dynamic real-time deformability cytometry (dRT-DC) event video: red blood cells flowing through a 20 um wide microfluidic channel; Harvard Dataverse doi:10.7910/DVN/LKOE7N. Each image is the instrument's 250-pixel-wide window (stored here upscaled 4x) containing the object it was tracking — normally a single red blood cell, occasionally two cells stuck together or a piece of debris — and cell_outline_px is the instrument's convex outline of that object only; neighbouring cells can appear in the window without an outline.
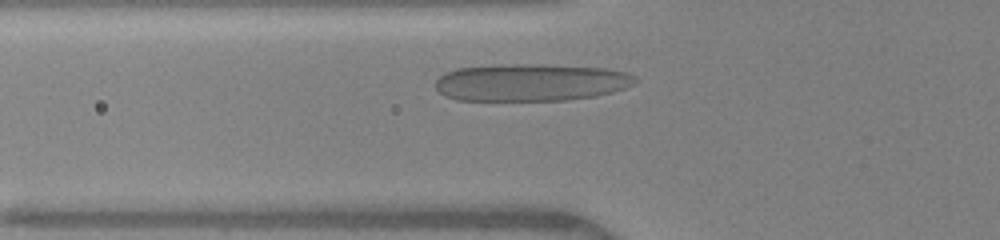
{"species": "human", "species_latin": "Homo sapiens", "temperature_condition": "warm", "stored_images_in_passage": 31, "camera_frame_rate_fps": 3000, "um_per_image_px": 0.085, "donor": {"sex": "female"}, "frame": {"image": 1, "passage_image": 7, "time_ms": 2.0, "image_size_px": [1000, 240], "cell_outline_px": [[636, 80], [632, 84], [624, 88], [612, 92], [596, 96], [564, 100], [456, 100], [444, 96], [436, 88], [436, 80], [444, 72], [456, 68], [496, 64], [540, 64], [604, 68], [628, 72], [636, 76]], "centroid_in_image_um": [45.09, 6.99], "position_along_channel_um": 80.7, "area_um2": 43.7}}
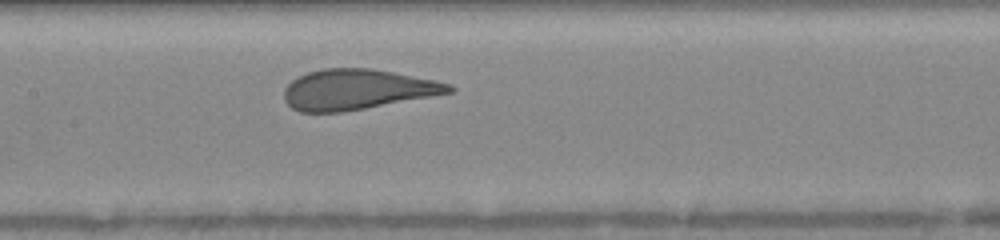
{"frame": {"image": 2, "passage_image": 14, "time_ms": 4.333, "image_size_px": [1000, 240], "cell_outline_px": [[456, 92], [344, 112], [300, 112], [292, 108], [284, 100], [284, 88], [292, 80], [308, 72], [324, 68], [372, 68], [436, 80], [448, 84], [456, 88]], "centroid_in_image_um": [30.38, 7.61], "position_along_channel_um": 177.0, "area_um2": 38.9}}
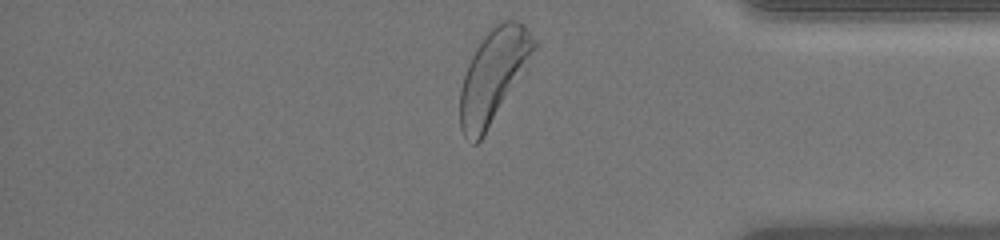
{"frame": {"image": 3, "passage_image": 31, "time_ms": 10.0, "image_size_px": [1000, 240], "cell_outline_px": [[536, 48], [528, 72], [484, 136], [476, 144], [472, 144], [464, 136], [460, 128], [460, 88], [468, 64], [476, 48], [484, 36], [496, 24], [508, 16], [524, 24], [536, 40]], "centroid_in_image_um": [42.01, 6.45], "position_along_channel_um": 393.2, "area_um2": 41.21}, "authors_computed_cell_mechanics": {"area_um2": 39.5352, "velocity_mm_per_s": 4.081, "shape_relaxation_time_tau1_ms": 3.1832, "shape_relaxation_time_tau2_ms": null, "deformation_change_tau1": 0.1809, "deformation_change_tau2": null}}